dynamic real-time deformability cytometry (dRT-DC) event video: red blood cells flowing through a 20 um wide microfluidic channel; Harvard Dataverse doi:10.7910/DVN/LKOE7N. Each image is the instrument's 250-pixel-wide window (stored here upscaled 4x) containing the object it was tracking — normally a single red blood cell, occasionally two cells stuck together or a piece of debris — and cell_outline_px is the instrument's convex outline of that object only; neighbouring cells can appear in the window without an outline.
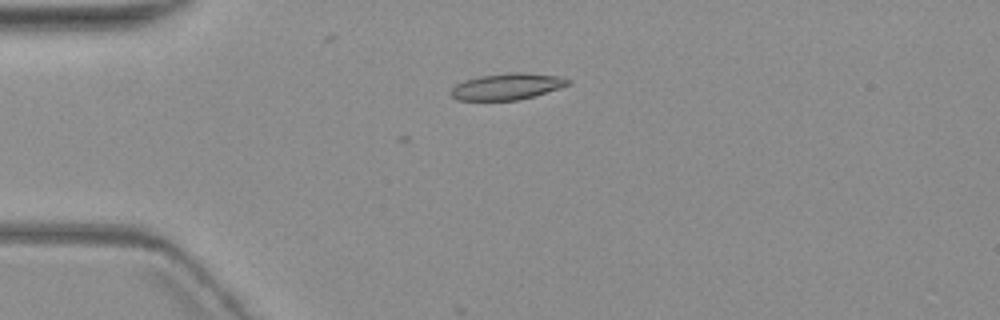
{"species": "common noctule bat (a hibernating species)", "species_latin": "Nyctalus noctula", "temperature_condition": "warm", "stored_images_in_passage": 7, "camera_frame_rate_fps": 3000, "um_per_image_px": 0.085, "animal": {"sex": "female", "body_mass_g": 19.3, "forearm_length_mm": 54.1}, "frame": {"image": 1, "passage_image": 4, "time_ms": 3.667, "image_size_px": [1000, 320], "cell_outline_px": [[572, 84], [532, 96], [516, 100], [456, 100], [448, 92], [456, 84], [464, 80], [480, 76], [508, 72], [524, 72], [560, 76], [572, 80]], "centroid_in_image_um": [43.1, 7.34], "position_along_channel_um": 41.9, "area_um2": 18.09}}
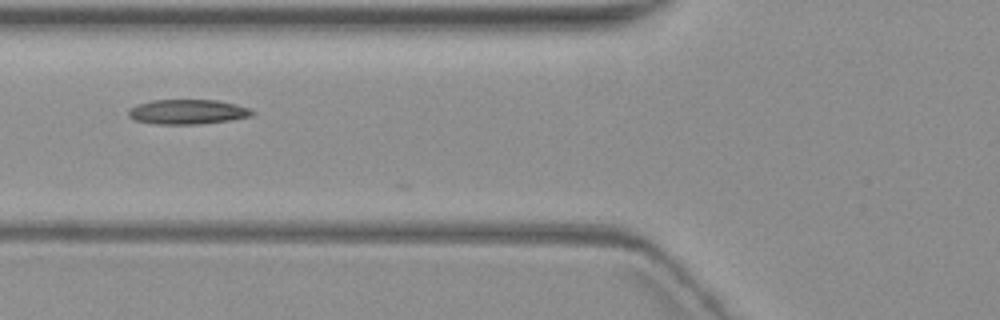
{"frame": {"image": 2, "passage_image": 6, "time_ms": 6.333, "image_size_px": [1000, 320], "cell_outline_px": [[256, 112], [252, 116], [228, 120], [196, 124], [156, 124], [136, 120], [128, 116], [128, 108], [136, 104], [152, 100], [216, 100], [236, 104], [248, 108]], "centroid_in_image_um": [15.91, 9.5], "position_along_channel_um": 109.9, "area_um2": 17.8}}
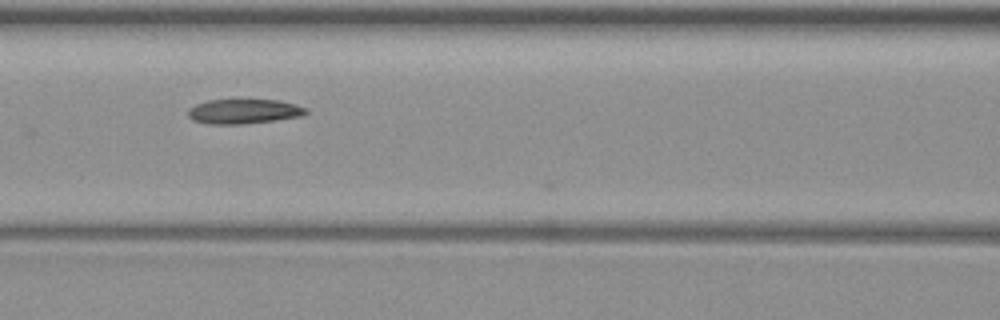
{"frame": {"image": 3, "passage_image": 7, "time_ms": 7.333, "image_size_px": [1000, 320], "cell_outline_px": [[308, 112], [304, 116], [244, 124], [208, 124], [192, 120], [188, 116], [188, 108], [196, 104], [208, 100], [276, 100], [296, 104], [308, 108]], "centroid_in_image_um": [20.73, 9.47], "position_along_channel_um": 145.9, "area_um2": 17.05}}